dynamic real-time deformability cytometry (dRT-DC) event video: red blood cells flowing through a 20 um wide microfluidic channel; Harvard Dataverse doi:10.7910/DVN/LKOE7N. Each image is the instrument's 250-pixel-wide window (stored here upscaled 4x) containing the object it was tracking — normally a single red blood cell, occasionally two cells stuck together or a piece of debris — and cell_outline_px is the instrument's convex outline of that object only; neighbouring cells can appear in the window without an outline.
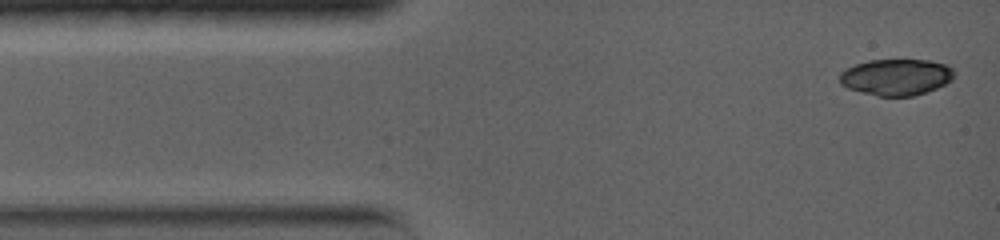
{"species": "common noctule bat (a hibernating species)", "species_latin": "Nyctalus noctula", "temperature_condition": "warm", "stored_images_in_passage": 7, "camera_frame_rate_fps": 5000, "um_per_image_px": 0.085, "animal": {"sex": "female", "body_mass_g": 19.0, "forearm_length_mm": 56.7}, "frame": {"image": 1, "passage_image": 1, "time_ms": 0.0, "image_size_px": [1000, 240], "cell_outline_px": [[952, 80], [936, 88], [912, 96], [876, 96], [848, 88], [840, 84], [840, 72], [844, 68], [868, 60], [928, 60], [948, 64], [952, 68]], "centroid_in_image_um": [76.14, 6.54], "position_along_channel_um": 8.9, "area_um2": 24.22}}